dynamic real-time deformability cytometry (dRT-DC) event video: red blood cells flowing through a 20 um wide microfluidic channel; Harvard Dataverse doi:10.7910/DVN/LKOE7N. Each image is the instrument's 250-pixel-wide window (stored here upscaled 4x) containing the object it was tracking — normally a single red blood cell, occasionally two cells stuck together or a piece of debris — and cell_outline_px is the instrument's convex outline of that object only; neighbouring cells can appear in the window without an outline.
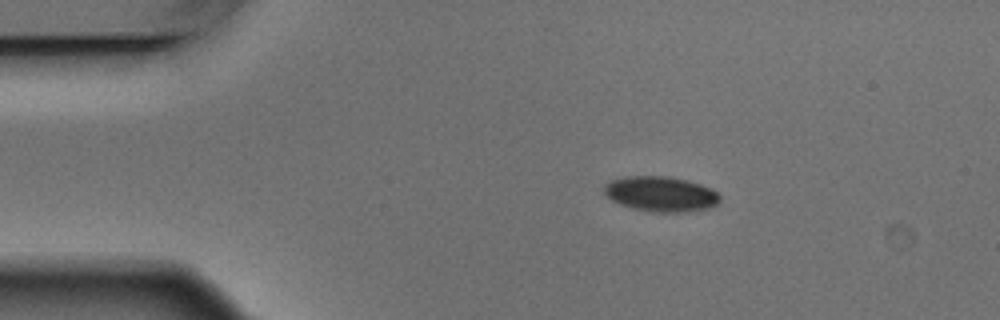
{"species": "Egyptian fruit bat (a non-hibernating species)", "species_latin": "Rousettus aegyptiacus", "temperature_condition": "warm", "stored_images_in_passage": 2, "camera_frame_rate_fps": 3000, "um_per_image_px": 0.085, "animal": {"sex": "male"}, "frame": {"image": 1, "passage_image": 2, "time_ms": 0.333, "image_size_px": [1000, 320], "cell_outline_px": [[720, 200], [716, 204], [708, 208], [684, 212], [652, 212], [632, 208], [620, 204], [604, 196], [604, 184], [612, 180], [624, 176], [668, 176], [688, 180], [712, 188], [720, 196]], "centroid_in_image_um": [56.15, 16.48], "position_along_channel_um": 28.9, "area_um2": 23.87}}